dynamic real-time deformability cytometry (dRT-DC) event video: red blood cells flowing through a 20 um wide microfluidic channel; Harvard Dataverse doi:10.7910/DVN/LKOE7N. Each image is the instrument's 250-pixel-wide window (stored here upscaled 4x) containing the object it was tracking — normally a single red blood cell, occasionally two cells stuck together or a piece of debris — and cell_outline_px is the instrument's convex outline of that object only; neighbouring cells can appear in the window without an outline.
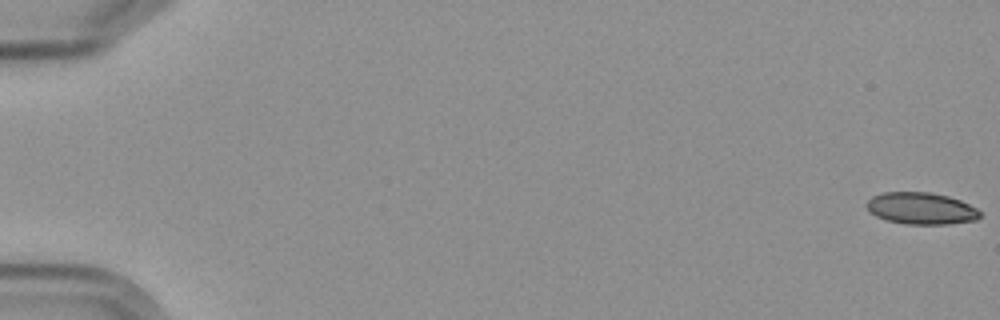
{"species": "Egyptian fruit bat (a non-hibernating species)", "species_latin": "Rousettus aegyptiacus", "temperature_condition": "cold", "stored_images_in_passage": 6, "camera_frame_rate_fps": 3000, "um_per_image_px": 0.085, "frame": {"image": 1, "passage_image": 1, "time_ms": 0.0, "image_size_px": [1000, 320], "cell_outline_px": [[980, 216], [976, 220], [948, 224], [904, 224], [888, 220], [876, 216], [864, 204], [872, 196], [884, 192], [932, 192], [948, 196], [960, 200], [976, 208], [980, 212]], "centroid_in_image_um": [78.29, 17.71], "position_along_channel_um": 6.7, "area_um2": 20.98}}
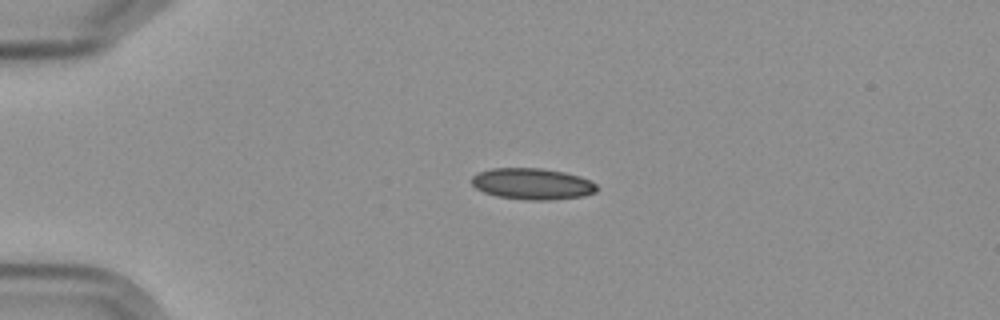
{"frame": {"image": 2, "passage_image": 5, "time_ms": 4.667, "image_size_px": [1000, 320], "cell_outline_px": [[596, 192], [584, 196], [548, 200], [532, 200], [496, 196], [484, 192], [476, 188], [472, 184], [472, 176], [480, 172], [492, 168], [540, 168], [564, 172], [580, 176], [596, 184]], "centroid_in_image_um": [45.25, 15.62], "position_along_channel_um": 39.8, "area_um2": 22.66}}